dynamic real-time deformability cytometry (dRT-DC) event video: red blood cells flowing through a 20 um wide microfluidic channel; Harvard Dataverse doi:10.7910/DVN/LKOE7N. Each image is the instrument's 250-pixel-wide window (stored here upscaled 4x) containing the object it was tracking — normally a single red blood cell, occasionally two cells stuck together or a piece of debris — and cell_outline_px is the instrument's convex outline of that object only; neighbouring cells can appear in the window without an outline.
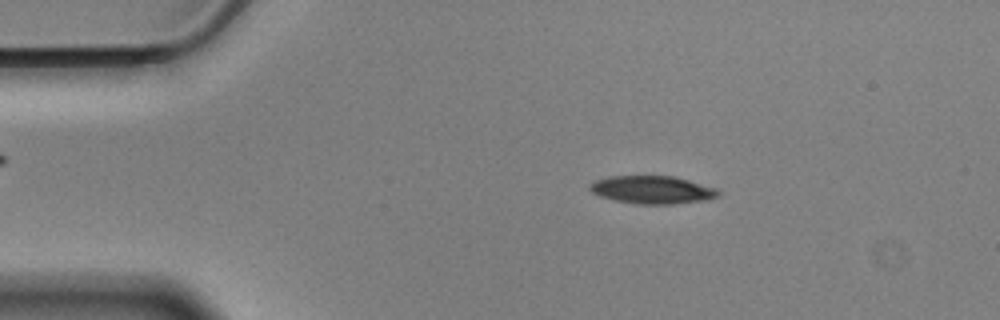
{"species": "Egyptian fruit bat (a non-hibernating species)", "species_latin": "Rousettus aegyptiacus", "temperature_condition": "cold", "stored_images_in_passage": 56, "camera_frame_rate_fps": 3000, "um_per_image_px": 0.085, "animal": {"sex": "male"}, "frame": {"image": 1, "passage_image": 9, "time_ms": 2.667, "image_size_px": [1000, 320], "cell_outline_px": [[720, 196], [708, 200], [672, 204], [636, 204], [616, 200], [600, 196], [592, 192], [588, 188], [588, 184], [596, 180], [608, 176], [676, 176], [716, 188], [720, 192]], "centroid_in_image_um": [55.46, 16.13], "position_along_channel_um": 29.5, "area_um2": 21.04}}
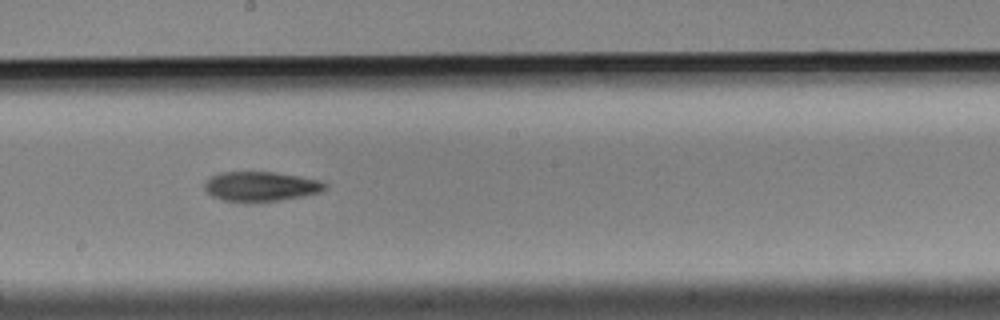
{"frame": {"image": 2, "passage_image": 30, "time_ms": 9.667, "image_size_px": [1000, 320], "cell_outline_px": [[328, 188], [320, 192], [300, 196], [276, 200], [224, 200], [212, 196], [204, 188], [204, 184], [212, 176], [220, 172], [276, 172], [300, 176], [320, 180], [328, 184]], "centroid_in_image_um": [22.21, 15.81], "position_along_channel_um": 226.0, "area_um2": 20.29}}
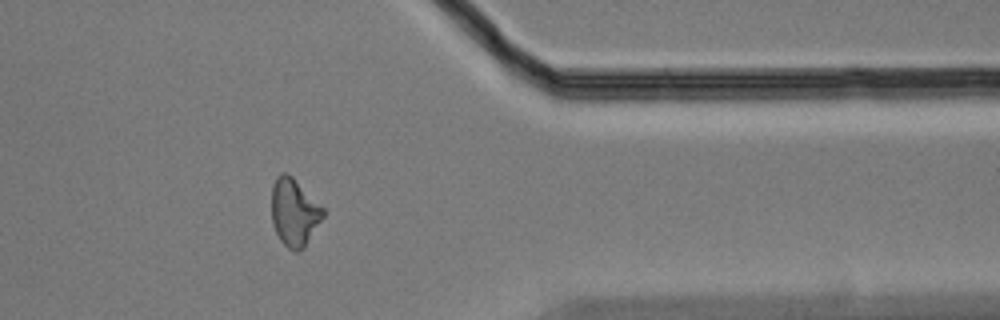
{"frame": {"image": 3, "passage_image": 45, "time_ms": 14.667, "image_size_px": [1000, 320], "cell_outline_px": [[324, 216], [304, 248], [296, 252], [288, 248], [280, 240], [272, 224], [272, 184], [276, 176], [280, 172], [288, 172], [324, 208]], "centroid_in_image_um": [25.0, 18.03], "position_along_channel_um": 386.4, "area_um2": 20.35}, "authors_computed_cell_mechanics": {"area_um2": 20.8947, "velocity_mm_per_s": 3.5141, "shape_relaxation_time_tau1_ms": 3.6337, "shape_relaxation_time_tau2_ms": null, "deformation_change_tau1": 0.1383, "deformation_change_tau2": null}}